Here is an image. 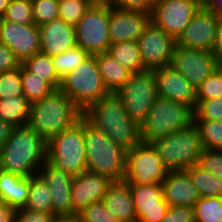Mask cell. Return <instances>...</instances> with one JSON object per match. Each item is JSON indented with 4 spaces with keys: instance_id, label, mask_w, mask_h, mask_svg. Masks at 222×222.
Instances as JSON below:
<instances>
[{
    "instance_id": "cell-29",
    "label": "cell",
    "mask_w": 222,
    "mask_h": 222,
    "mask_svg": "<svg viewBox=\"0 0 222 222\" xmlns=\"http://www.w3.org/2000/svg\"><path fill=\"white\" fill-rule=\"evenodd\" d=\"M200 197H222V180L198 163L186 170Z\"/></svg>"
},
{
    "instance_id": "cell-50",
    "label": "cell",
    "mask_w": 222,
    "mask_h": 222,
    "mask_svg": "<svg viewBox=\"0 0 222 222\" xmlns=\"http://www.w3.org/2000/svg\"><path fill=\"white\" fill-rule=\"evenodd\" d=\"M212 52L219 60L222 57V17H218L216 27V37Z\"/></svg>"
},
{
    "instance_id": "cell-54",
    "label": "cell",
    "mask_w": 222,
    "mask_h": 222,
    "mask_svg": "<svg viewBox=\"0 0 222 222\" xmlns=\"http://www.w3.org/2000/svg\"><path fill=\"white\" fill-rule=\"evenodd\" d=\"M219 71H222V57L218 60V68Z\"/></svg>"
},
{
    "instance_id": "cell-12",
    "label": "cell",
    "mask_w": 222,
    "mask_h": 222,
    "mask_svg": "<svg viewBox=\"0 0 222 222\" xmlns=\"http://www.w3.org/2000/svg\"><path fill=\"white\" fill-rule=\"evenodd\" d=\"M201 6L202 0L155 1L151 21L176 40Z\"/></svg>"
},
{
    "instance_id": "cell-18",
    "label": "cell",
    "mask_w": 222,
    "mask_h": 222,
    "mask_svg": "<svg viewBox=\"0 0 222 222\" xmlns=\"http://www.w3.org/2000/svg\"><path fill=\"white\" fill-rule=\"evenodd\" d=\"M112 183L108 177L90 171L75 176L70 195L72 215H77L93 202L102 201Z\"/></svg>"
},
{
    "instance_id": "cell-13",
    "label": "cell",
    "mask_w": 222,
    "mask_h": 222,
    "mask_svg": "<svg viewBox=\"0 0 222 222\" xmlns=\"http://www.w3.org/2000/svg\"><path fill=\"white\" fill-rule=\"evenodd\" d=\"M170 65L197 88L218 68V59L212 51L175 46Z\"/></svg>"
},
{
    "instance_id": "cell-1",
    "label": "cell",
    "mask_w": 222,
    "mask_h": 222,
    "mask_svg": "<svg viewBox=\"0 0 222 222\" xmlns=\"http://www.w3.org/2000/svg\"><path fill=\"white\" fill-rule=\"evenodd\" d=\"M83 116L126 151L142 142L140 126L130 119L116 93H109L93 103L83 112Z\"/></svg>"
},
{
    "instance_id": "cell-19",
    "label": "cell",
    "mask_w": 222,
    "mask_h": 222,
    "mask_svg": "<svg viewBox=\"0 0 222 222\" xmlns=\"http://www.w3.org/2000/svg\"><path fill=\"white\" fill-rule=\"evenodd\" d=\"M158 97L177 101L195 110L197 106L196 88L172 65L155 69Z\"/></svg>"
},
{
    "instance_id": "cell-35",
    "label": "cell",
    "mask_w": 222,
    "mask_h": 222,
    "mask_svg": "<svg viewBox=\"0 0 222 222\" xmlns=\"http://www.w3.org/2000/svg\"><path fill=\"white\" fill-rule=\"evenodd\" d=\"M197 126L203 149L222 150V121L194 120Z\"/></svg>"
},
{
    "instance_id": "cell-21",
    "label": "cell",
    "mask_w": 222,
    "mask_h": 222,
    "mask_svg": "<svg viewBox=\"0 0 222 222\" xmlns=\"http://www.w3.org/2000/svg\"><path fill=\"white\" fill-rule=\"evenodd\" d=\"M38 174L46 182L52 195V214L54 216L72 215L71 183L73 176L58 169L47 160Z\"/></svg>"
},
{
    "instance_id": "cell-5",
    "label": "cell",
    "mask_w": 222,
    "mask_h": 222,
    "mask_svg": "<svg viewBox=\"0 0 222 222\" xmlns=\"http://www.w3.org/2000/svg\"><path fill=\"white\" fill-rule=\"evenodd\" d=\"M168 171H186L199 163L203 151L197 126L192 123L150 143Z\"/></svg>"
},
{
    "instance_id": "cell-30",
    "label": "cell",
    "mask_w": 222,
    "mask_h": 222,
    "mask_svg": "<svg viewBox=\"0 0 222 222\" xmlns=\"http://www.w3.org/2000/svg\"><path fill=\"white\" fill-rule=\"evenodd\" d=\"M108 52L132 73L146 70L137 41L110 44Z\"/></svg>"
},
{
    "instance_id": "cell-4",
    "label": "cell",
    "mask_w": 222,
    "mask_h": 222,
    "mask_svg": "<svg viewBox=\"0 0 222 222\" xmlns=\"http://www.w3.org/2000/svg\"><path fill=\"white\" fill-rule=\"evenodd\" d=\"M83 133L87 171L106 176L113 182L124 181L126 150L115 144L84 116Z\"/></svg>"
},
{
    "instance_id": "cell-53",
    "label": "cell",
    "mask_w": 222,
    "mask_h": 222,
    "mask_svg": "<svg viewBox=\"0 0 222 222\" xmlns=\"http://www.w3.org/2000/svg\"><path fill=\"white\" fill-rule=\"evenodd\" d=\"M11 0H0V18L4 15Z\"/></svg>"
},
{
    "instance_id": "cell-37",
    "label": "cell",
    "mask_w": 222,
    "mask_h": 222,
    "mask_svg": "<svg viewBox=\"0 0 222 222\" xmlns=\"http://www.w3.org/2000/svg\"><path fill=\"white\" fill-rule=\"evenodd\" d=\"M1 19L22 25L35 24L33 19L32 0H11Z\"/></svg>"
},
{
    "instance_id": "cell-40",
    "label": "cell",
    "mask_w": 222,
    "mask_h": 222,
    "mask_svg": "<svg viewBox=\"0 0 222 222\" xmlns=\"http://www.w3.org/2000/svg\"><path fill=\"white\" fill-rule=\"evenodd\" d=\"M222 96V73L216 69L197 88V100H211Z\"/></svg>"
},
{
    "instance_id": "cell-25",
    "label": "cell",
    "mask_w": 222,
    "mask_h": 222,
    "mask_svg": "<svg viewBox=\"0 0 222 222\" xmlns=\"http://www.w3.org/2000/svg\"><path fill=\"white\" fill-rule=\"evenodd\" d=\"M29 192V177L0 169V200L16 210L25 208Z\"/></svg>"
},
{
    "instance_id": "cell-34",
    "label": "cell",
    "mask_w": 222,
    "mask_h": 222,
    "mask_svg": "<svg viewBox=\"0 0 222 222\" xmlns=\"http://www.w3.org/2000/svg\"><path fill=\"white\" fill-rule=\"evenodd\" d=\"M193 215L195 222H222V197H200Z\"/></svg>"
},
{
    "instance_id": "cell-36",
    "label": "cell",
    "mask_w": 222,
    "mask_h": 222,
    "mask_svg": "<svg viewBox=\"0 0 222 222\" xmlns=\"http://www.w3.org/2000/svg\"><path fill=\"white\" fill-rule=\"evenodd\" d=\"M97 0H60L58 18L75 26Z\"/></svg>"
},
{
    "instance_id": "cell-38",
    "label": "cell",
    "mask_w": 222,
    "mask_h": 222,
    "mask_svg": "<svg viewBox=\"0 0 222 222\" xmlns=\"http://www.w3.org/2000/svg\"><path fill=\"white\" fill-rule=\"evenodd\" d=\"M16 96H24L21 83V65L20 68L0 72V100Z\"/></svg>"
},
{
    "instance_id": "cell-16",
    "label": "cell",
    "mask_w": 222,
    "mask_h": 222,
    "mask_svg": "<svg viewBox=\"0 0 222 222\" xmlns=\"http://www.w3.org/2000/svg\"><path fill=\"white\" fill-rule=\"evenodd\" d=\"M218 17L203 5L176 39V46L212 51Z\"/></svg>"
},
{
    "instance_id": "cell-8",
    "label": "cell",
    "mask_w": 222,
    "mask_h": 222,
    "mask_svg": "<svg viewBox=\"0 0 222 222\" xmlns=\"http://www.w3.org/2000/svg\"><path fill=\"white\" fill-rule=\"evenodd\" d=\"M60 90L84 112L109 91L103 83L96 56L87 57L62 80Z\"/></svg>"
},
{
    "instance_id": "cell-31",
    "label": "cell",
    "mask_w": 222,
    "mask_h": 222,
    "mask_svg": "<svg viewBox=\"0 0 222 222\" xmlns=\"http://www.w3.org/2000/svg\"><path fill=\"white\" fill-rule=\"evenodd\" d=\"M22 65L44 81H47L55 90L60 89L62 81L56 73L51 56L38 52L26 59Z\"/></svg>"
},
{
    "instance_id": "cell-26",
    "label": "cell",
    "mask_w": 222,
    "mask_h": 222,
    "mask_svg": "<svg viewBox=\"0 0 222 222\" xmlns=\"http://www.w3.org/2000/svg\"><path fill=\"white\" fill-rule=\"evenodd\" d=\"M103 83L109 93H116L130 78L132 72L118 62L109 52L95 55Z\"/></svg>"
},
{
    "instance_id": "cell-48",
    "label": "cell",
    "mask_w": 222,
    "mask_h": 222,
    "mask_svg": "<svg viewBox=\"0 0 222 222\" xmlns=\"http://www.w3.org/2000/svg\"><path fill=\"white\" fill-rule=\"evenodd\" d=\"M15 126L0 119V154L12 134Z\"/></svg>"
},
{
    "instance_id": "cell-14",
    "label": "cell",
    "mask_w": 222,
    "mask_h": 222,
    "mask_svg": "<svg viewBox=\"0 0 222 222\" xmlns=\"http://www.w3.org/2000/svg\"><path fill=\"white\" fill-rule=\"evenodd\" d=\"M137 42L146 69H157L171 64L176 40L152 21Z\"/></svg>"
},
{
    "instance_id": "cell-6",
    "label": "cell",
    "mask_w": 222,
    "mask_h": 222,
    "mask_svg": "<svg viewBox=\"0 0 222 222\" xmlns=\"http://www.w3.org/2000/svg\"><path fill=\"white\" fill-rule=\"evenodd\" d=\"M194 123V110L181 102L158 97L140 124V138L143 143L165 137Z\"/></svg>"
},
{
    "instance_id": "cell-15",
    "label": "cell",
    "mask_w": 222,
    "mask_h": 222,
    "mask_svg": "<svg viewBox=\"0 0 222 222\" xmlns=\"http://www.w3.org/2000/svg\"><path fill=\"white\" fill-rule=\"evenodd\" d=\"M0 43L5 44L22 64L40 52V30L36 24L22 25L0 18Z\"/></svg>"
},
{
    "instance_id": "cell-3",
    "label": "cell",
    "mask_w": 222,
    "mask_h": 222,
    "mask_svg": "<svg viewBox=\"0 0 222 222\" xmlns=\"http://www.w3.org/2000/svg\"><path fill=\"white\" fill-rule=\"evenodd\" d=\"M83 112L60 89L31 103L28 126L46 142L72 126Z\"/></svg>"
},
{
    "instance_id": "cell-46",
    "label": "cell",
    "mask_w": 222,
    "mask_h": 222,
    "mask_svg": "<svg viewBox=\"0 0 222 222\" xmlns=\"http://www.w3.org/2000/svg\"><path fill=\"white\" fill-rule=\"evenodd\" d=\"M53 217L51 213L23 208L17 210L15 222H51Z\"/></svg>"
},
{
    "instance_id": "cell-20",
    "label": "cell",
    "mask_w": 222,
    "mask_h": 222,
    "mask_svg": "<svg viewBox=\"0 0 222 222\" xmlns=\"http://www.w3.org/2000/svg\"><path fill=\"white\" fill-rule=\"evenodd\" d=\"M151 22V14L127 11L110 6L109 37L111 44L137 41Z\"/></svg>"
},
{
    "instance_id": "cell-17",
    "label": "cell",
    "mask_w": 222,
    "mask_h": 222,
    "mask_svg": "<svg viewBox=\"0 0 222 222\" xmlns=\"http://www.w3.org/2000/svg\"><path fill=\"white\" fill-rule=\"evenodd\" d=\"M136 211V222H161L169 208L163 198L162 183L129 184Z\"/></svg>"
},
{
    "instance_id": "cell-9",
    "label": "cell",
    "mask_w": 222,
    "mask_h": 222,
    "mask_svg": "<svg viewBox=\"0 0 222 222\" xmlns=\"http://www.w3.org/2000/svg\"><path fill=\"white\" fill-rule=\"evenodd\" d=\"M110 5L97 0L74 26L76 44L90 56L108 52Z\"/></svg>"
},
{
    "instance_id": "cell-45",
    "label": "cell",
    "mask_w": 222,
    "mask_h": 222,
    "mask_svg": "<svg viewBox=\"0 0 222 222\" xmlns=\"http://www.w3.org/2000/svg\"><path fill=\"white\" fill-rule=\"evenodd\" d=\"M161 222H195L193 208L186 206H169Z\"/></svg>"
},
{
    "instance_id": "cell-10",
    "label": "cell",
    "mask_w": 222,
    "mask_h": 222,
    "mask_svg": "<svg viewBox=\"0 0 222 222\" xmlns=\"http://www.w3.org/2000/svg\"><path fill=\"white\" fill-rule=\"evenodd\" d=\"M116 94L121 98L130 119L140 126L158 98L155 69L132 73Z\"/></svg>"
},
{
    "instance_id": "cell-51",
    "label": "cell",
    "mask_w": 222,
    "mask_h": 222,
    "mask_svg": "<svg viewBox=\"0 0 222 222\" xmlns=\"http://www.w3.org/2000/svg\"><path fill=\"white\" fill-rule=\"evenodd\" d=\"M202 5L217 17H222V0H202Z\"/></svg>"
},
{
    "instance_id": "cell-52",
    "label": "cell",
    "mask_w": 222,
    "mask_h": 222,
    "mask_svg": "<svg viewBox=\"0 0 222 222\" xmlns=\"http://www.w3.org/2000/svg\"><path fill=\"white\" fill-rule=\"evenodd\" d=\"M51 222H79V219L77 215L54 216Z\"/></svg>"
},
{
    "instance_id": "cell-28",
    "label": "cell",
    "mask_w": 222,
    "mask_h": 222,
    "mask_svg": "<svg viewBox=\"0 0 222 222\" xmlns=\"http://www.w3.org/2000/svg\"><path fill=\"white\" fill-rule=\"evenodd\" d=\"M52 195L44 181L39 175L29 177V192L25 209L52 214Z\"/></svg>"
},
{
    "instance_id": "cell-44",
    "label": "cell",
    "mask_w": 222,
    "mask_h": 222,
    "mask_svg": "<svg viewBox=\"0 0 222 222\" xmlns=\"http://www.w3.org/2000/svg\"><path fill=\"white\" fill-rule=\"evenodd\" d=\"M110 6L121 10L143 12L152 15L155 0H103Z\"/></svg>"
},
{
    "instance_id": "cell-22",
    "label": "cell",
    "mask_w": 222,
    "mask_h": 222,
    "mask_svg": "<svg viewBox=\"0 0 222 222\" xmlns=\"http://www.w3.org/2000/svg\"><path fill=\"white\" fill-rule=\"evenodd\" d=\"M39 27L41 48L40 52L48 56H54L75 47V27L62 19H55Z\"/></svg>"
},
{
    "instance_id": "cell-39",
    "label": "cell",
    "mask_w": 222,
    "mask_h": 222,
    "mask_svg": "<svg viewBox=\"0 0 222 222\" xmlns=\"http://www.w3.org/2000/svg\"><path fill=\"white\" fill-rule=\"evenodd\" d=\"M58 0H32L33 19L37 26L58 19Z\"/></svg>"
},
{
    "instance_id": "cell-42",
    "label": "cell",
    "mask_w": 222,
    "mask_h": 222,
    "mask_svg": "<svg viewBox=\"0 0 222 222\" xmlns=\"http://www.w3.org/2000/svg\"><path fill=\"white\" fill-rule=\"evenodd\" d=\"M79 222H119L105 207L103 201L93 202L77 214Z\"/></svg>"
},
{
    "instance_id": "cell-23",
    "label": "cell",
    "mask_w": 222,
    "mask_h": 222,
    "mask_svg": "<svg viewBox=\"0 0 222 222\" xmlns=\"http://www.w3.org/2000/svg\"><path fill=\"white\" fill-rule=\"evenodd\" d=\"M162 194L169 206H186L193 208L200 199L186 171H168L162 180Z\"/></svg>"
},
{
    "instance_id": "cell-7",
    "label": "cell",
    "mask_w": 222,
    "mask_h": 222,
    "mask_svg": "<svg viewBox=\"0 0 222 222\" xmlns=\"http://www.w3.org/2000/svg\"><path fill=\"white\" fill-rule=\"evenodd\" d=\"M47 161L73 177L87 171L83 115L47 142Z\"/></svg>"
},
{
    "instance_id": "cell-24",
    "label": "cell",
    "mask_w": 222,
    "mask_h": 222,
    "mask_svg": "<svg viewBox=\"0 0 222 222\" xmlns=\"http://www.w3.org/2000/svg\"><path fill=\"white\" fill-rule=\"evenodd\" d=\"M102 201L119 222H136L137 215L131 188L126 181L113 182Z\"/></svg>"
},
{
    "instance_id": "cell-41",
    "label": "cell",
    "mask_w": 222,
    "mask_h": 222,
    "mask_svg": "<svg viewBox=\"0 0 222 222\" xmlns=\"http://www.w3.org/2000/svg\"><path fill=\"white\" fill-rule=\"evenodd\" d=\"M194 120L222 121V96L211 100H197Z\"/></svg>"
},
{
    "instance_id": "cell-11",
    "label": "cell",
    "mask_w": 222,
    "mask_h": 222,
    "mask_svg": "<svg viewBox=\"0 0 222 222\" xmlns=\"http://www.w3.org/2000/svg\"><path fill=\"white\" fill-rule=\"evenodd\" d=\"M168 170L151 144L141 142L126 151L125 178L128 184L161 183Z\"/></svg>"
},
{
    "instance_id": "cell-43",
    "label": "cell",
    "mask_w": 222,
    "mask_h": 222,
    "mask_svg": "<svg viewBox=\"0 0 222 222\" xmlns=\"http://www.w3.org/2000/svg\"><path fill=\"white\" fill-rule=\"evenodd\" d=\"M198 164L222 180V150L203 149Z\"/></svg>"
},
{
    "instance_id": "cell-2",
    "label": "cell",
    "mask_w": 222,
    "mask_h": 222,
    "mask_svg": "<svg viewBox=\"0 0 222 222\" xmlns=\"http://www.w3.org/2000/svg\"><path fill=\"white\" fill-rule=\"evenodd\" d=\"M46 160L47 142L28 125L18 126L0 154V169L30 177L38 174Z\"/></svg>"
},
{
    "instance_id": "cell-49",
    "label": "cell",
    "mask_w": 222,
    "mask_h": 222,
    "mask_svg": "<svg viewBox=\"0 0 222 222\" xmlns=\"http://www.w3.org/2000/svg\"><path fill=\"white\" fill-rule=\"evenodd\" d=\"M17 210L0 200V222H15Z\"/></svg>"
},
{
    "instance_id": "cell-33",
    "label": "cell",
    "mask_w": 222,
    "mask_h": 222,
    "mask_svg": "<svg viewBox=\"0 0 222 222\" xmlns=\"http://www.w3.org/2000/svg\"><path fill=\"white\" fill-rule=\"evenodd\" d=\"M90 55L80 46H75L64 53L52 56L53 64L59 79L62 81L72 70Z\"/></svg>"
},
{
    "instance_id": "cell-32",
    "label": "cell",
    "mask_w": 222,
    "mask_h": 222,
    "mask_svg": "<svg viewBox=\"0 0 222 222\" xmlns=\"http://www.w3.org/2000/svg\"><path fill=\"white\" fill-rule=\"evenodd\" d=\"M21 83L23 94L30 103L41 100L55 90L47 81L28 71L22 64Z\"/></svg>"
},
{
    "instance_id": "cell-47",
    "label": "cell",
    "mask_w": 222,
    "mask_h": 222,
    "mask_svg": "<svg viewBox=\"0 0 222 222\" xmlns=\"http://www.w3.org/2000/svg\"><path fill=\"white\" fill-rule=\"evenodd\" d=\"M20 61L13 51L5 44L0 43V72L11 71L20 68Z\"/></svg>"
},
{
    "instance_id": "cell-27",
    "label": "cell",
    "mask_w": 222,
    "mask_h": 222,
    "mask_svg": "<svg viewBox=\"0 0 222 222\" xmlns=\"http://www.w3.org/2000/svg\"><path fill=\"white\" fill-rule=\"evenodd\" d=\"M31 103L25 96H16L0 100V119L13 126L28 124Z\"/></svg>"
}]
</instances>
